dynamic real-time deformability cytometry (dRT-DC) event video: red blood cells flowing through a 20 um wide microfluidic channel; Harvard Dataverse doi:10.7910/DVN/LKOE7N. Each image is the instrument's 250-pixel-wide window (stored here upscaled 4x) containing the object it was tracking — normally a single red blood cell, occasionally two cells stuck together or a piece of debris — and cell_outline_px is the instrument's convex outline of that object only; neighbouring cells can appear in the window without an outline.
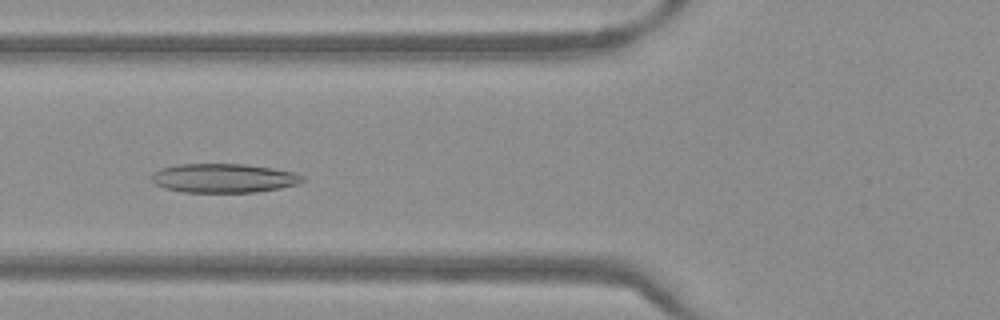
{"species": "Egyptian fruit bat (a non-hibernating species)", "species_latin": "Rousettus aegyptiacus", "temperature_condition": "warm", "stored_images_in_passage": 49, "camera_frame_rate_fps": 3000, "um_per_image_px": 0.085, "frame": {"image": 1, "passage_image": 18, "time_ms": 5.667, "image_size_px": [1000, 320], "cell_outline_px": [[304, 180], [300, 184], [280, 188], [256, 192], [184, 192], [164, 188], [156, 184], [152, 180], [152, 172], [160, 168], [176, 164], [244, 164], [272, 168], [296, 172], [304, 176]], "centroid_in_image_um": [19.03, 15.14], "position_along_channel_um": 106.8, "area_um2": 25.72}}
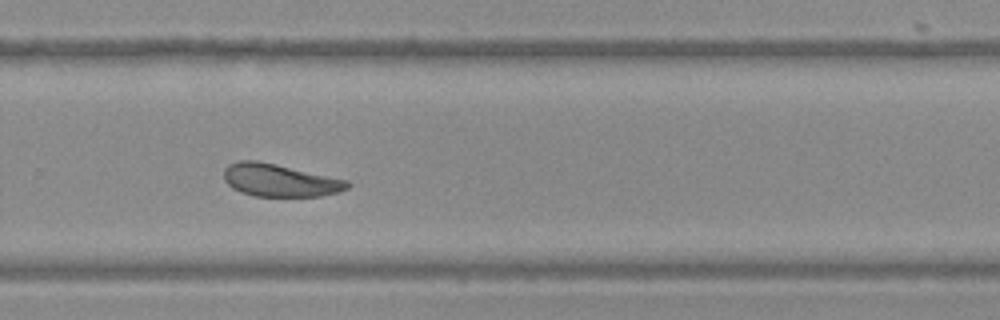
{"frame": {"image": 2, "passage_image": 33, "time_ms": 10.667, "image_size_px": [1000, 320], "cell_outline_px": [[352, 184], [348, 188], [336, 192], [320, 196], [252, 196], [240, 192], [232, 188], [224, 180], [224, 168], [228, 164], [240, 160], [256, 160], [276, 164], [348, 180]], "centroid_in_image_um": [23.75, 15.32], "position_along_channel_um": 306.0, "area_um2": 23.52}}
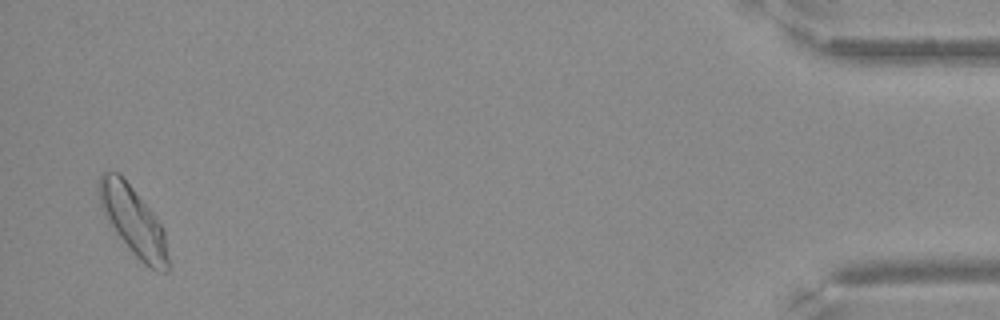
{"frame": {"image": 3, "passage_image": 48, "time_ms": 15.667, "image_size_px": [1000, 320], "cell_outline_px": [[172, 268], [168, 272], [160, 272], [144, 264], [136, 256], [116, 232], [104, 216], [100, 208], [100, 172], [120, 172], [152, 212], [160, 224], [164, 232]], "centroid_in_image_um": [11.37, 18.82], "position_along_channel_um": 423.8, "area_um2": 27.46}}